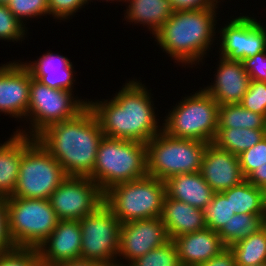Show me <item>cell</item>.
I'll return each mask as SVG.
<instances>
[{
	"label": "cell",
	"instance_id": "30bf717a",
	"mask_svg": "<svg viewBox=\"0 0 266 266\" xmlns=\"http://www.w3.org/2000/svg\"><path fill=\"white\" fill-rule=\"evenodd\" d=\"M8 230L15 247L38 248L59 218L48 199L7 197Z\"/></svg>",
	"mask_w": 266,
	"mask_h": 266
},
{
	"label": "cell",
	"instance_id": "f1b7e54d",
	"mask_svg": "<svg viewBox=\"0 0 266 266\" xmlns=\"http://www.w3.org/2000/svg\"><path fill=\"white\" fill-rule=\"evenodd\" d=\"M235 262L240 266H254L266 262V229L231 245Z\"/></svg>",
	"mask_w": 266,
	"mask_h": 266
},
{
	"label": "cell",
	"instance_id": "484cf974",
	"mask_svg": "<svg viewBox=\"0 0 266 266\" xmlns=\"http://www.w3.org/2000/svg\"><path fill=\"white\" fill-rule=\"evenodd\" d=\"M266 136V129L217 128L213 144L219 149L240 155Z\"/></svg>",
	"mask_w": 266,
	"mask_h": 266
},
{
	"label": "cell",
	"instance_id": "ee69618b",
	"mask_svg": "<svg viewBox=\"0 0 266 266\" xmlns=\"http://www.w3.org/2000/svg\"><path fill=\"white\" fill-rule=\"evenodd\" d=\"M86 1L88 2V4H89V3L91 4V2H93L94 0H86ZM96 1H98V0H96ZM100 1H102V2H103V1H104V2H108V3H109L110 1H111V3H112V2H113V3H114V2H116V3H117V2H122V4H123L126 0H100Z\"/></svg>",
	"mask_w": 266,
	"mask_h": 266
},
{
	"label": "cell",
	"instance_id": "d6a6232c",
	"mask_svg": "<svg viewBox=\"0 0 266 266\" xmlns=\"http://www.w3.org/2000/svg\"><path fill=\"white\" fill-rule=\"evenodd\" d=\"M14 16L27 26L26 20L49 15L48 0H10L7 4ZM26 21V22H25Z\"/></svg>",
	"mask_w": 266,
	"mask_h": 266
},
{
	"label": "cell",
	"instance_id": "681fc988",
	"mask_svg": "<svg viewBox=\"0 0 266 266\" xmlns=\"http://www.w3.org/2000/svg\"><path fill=\"white\" fill-rule=\"evenodd\" d=\"M264 227H265V229H266V216H265V223H264Z\"/></svg>",
	"mask_w": 266,
	"mask_h": 266
},
{
	"label": "cell",
	"instance_id": "e575fe53",
	"mask_svg": "<svg viewBox=\"0 0 266 266\" xmlns=\"http://www.w3.org/2000/svg\"><path fill=\"white\" fill-rule=\"evenodd\" d=\"M0 266H41L36 248L15 247L0 254Z\"/></svg>",
	"mask_w": 266,
	"mask_h": 266
},
{
	"label": "cell",
	"instance_id": "5b68a950",
	"mask_svg": "<svg viewBox=\"0 0 266 266\" xmlns=\"http://www.w3.org/2000/svg\"><path fill=\"white\" fill-rule=\"evenodd\" d=\"M192 93L172 105L163 117L162 130L176 138L212 143L218 128L219 104L201 87Z\"/></svg>",
	"mask_w": 266,
	"mask_h": 266
},
{
	"label": "cell",
	"instance_id": "ba28073f",
	"mask_svg": "<svg viewBox=\"0 0 266 266\" xmlns=\"http://www.w3.org/2000/svg\"><path fill=\"white\" fill-rule=\"evenodd\" d=\"M81 98L72 91L50 88L31 78L26 115L30 125L14 132L36 138L50 125L72 119L82 112L90 100Z\"/></svg>",
	"mask_w": 266,
	"mask_h": 266
},
{
	"label": "cell",
	"instance_id": "d6986e66",
	"mask_svg": "<svg viewBox=\"0 0 266 266\" xmlns=\"http://www.w3.org/2000/svg\"><path fill=\"white\" fill-rule=\"evenodd\" d=\"M46 52L35 61L22 62L29 69L32 78L50 88L75 92L76 77L74 78V75L77 71L74 70L70 59L63 54L60 55L59 52L56 54L49 50Z\"/></svg>",
	"mask_w": 266,
	"mask_h": 266
},
{
	"label": "cell",
	"instance_id": "7bdbcfd3",
	"mask_svg": "<svg viewBox=\"0 0 266 266\" xmlns=\"http://www.w3.org/2000/svg\"><path fill=\"white\" fill-rule=\"evenodd\" d=\"M54 266H106V264L89 260H70L55 264Z\"/></svg>",
	"mask_w": 266,
	"mask_h": 266
},
{
	"label": "cell",
	"instance_id": "f35d334b",
	"mask_svg": "<svg viewBox=\"0 0 266 266\" xmlns=\"http://www.w3.org/2000/svg\"><path fill=\"white\" fill-rule=\"evenodd\" d=\"M15 248L8 230V212L6 197L0 196V254Z\"/></svg>",
	"mask_w": 266,
	"mask_h": 266
},
{
	"label": "cell",
	"instance_id": "4316f807",
	"mask_svg": "<svg viewBox=\"0 0 266 266\" xmlns=\"http://www.w3.org/2000/svg\"><path fill=\"white\" fill-rule=\"evenodd\" d=\"M265 216L254 214H234L218 232L226 247L259 232L264 228Z\"/></svg>",
	"mask_w": 266,
	"mask_h": 266
},
{
	"label": "cell",
	"instance_id": "4fadbf2b",
	"mask_svg": "<svg viewBox=\"0 0 266 266\" xmlns=\"http://www.w3.org/2000/svg\"><path fill=\"white\" fill-rule=\"evenodd\" d=\"M48 200L59 220H80L104 204V193L89 177L68 176Z\"/></svg>",
	"mask_w": 266,
	"mask_h": 266
},
{
	"label": "cell",
	"instance_id": "9a60e30c",
	"mask_svg": "<svg viewBox=\"0 0 266 266\" xmlns=\"http://www.w3.org/2000/svg\"><path fill=\"white\" fill-rule=\"evenodd\" d=\"M0 65V113L26 120L32 75L20 60Z\"/></svg>",
	"mask_w": 266,
	"mask_h": 266
},
{
	"label": "cell",
	"instance_id": "83f0119b",
	"mask_svg": "<svg viewBox=\"0 0 266 266\" xmlns=\"http://www.w3.org/2000/svg\"><path fill=\"white\" fill-rule=\"evenodd\" d=\"M218 128L266 129V118L239 103L219 105Z\"/></svg>",
	"mask_w": 266,
	"mask_h": 266
},
{
	"label": "cell",
	"instance_id": "c3c4849f",
	"mask_svg": "<svg viewBox=\"0 0 266 266\" xmlns=\"http://www.w3.org/2000/svg\"><path fill=\"white\" fill-rule=\"evenodd\" d=\"M237 266H240V265H237ZM254 266H266V262L262 264L254 265Z\"/></svg>",
	"mask_w": 266,
	"mask_h": 266
},
{
	"label": "cell",
	"instance_id": "277c9868",
	"mask_svg": "<svg viewBox=\"0 0 266 266\" xmlns=\"http://www.w3.org/2000/svg\"><path fill=\"white\" fill-rule=\"evenodd\" d=\"M146 144L103 136L91 179L103 193L111 187L147 176Z\"/></svg>",
	"mask_w": 266,
	"mask_h": 266
},
{
	"label": "cell",
	"instance_id": "d590c367",
	"mask_svg": "<svg viewBox=\"0 0 266 266\" xmlns=\"http://www.w3.org/2000/svg\"><path fill=\"white\" fill-rule=\"evenodd\" d=\"M243 176L266 164V136L253 147L238 155Z\"/></svg>",
	"mask_w": 266,
	"mask_h": 266
},
{
	"label": "cell",
	"instance_id": "836d02e7",
	"mask_svg": "<svg viewBox=\"0 0 266 266\" xmlns=\"http://www.w3.org/2000/svg\"><path fill=\"white\" fill-rule=\"evenodd\" d=\"M239 104L266 118V82L251 80L248 90Z\"/></svg>",
	"mask_w": 266,
	"mask_h": 266
},
{
	"label": "cell",
	"instance_id": "7402d4cb",
	"mask_svg": "<svg viewBox=\"0 0 266 266\" xmlns=\"http://www.w3.org/2000/svg\"><path fill=\"white\" fill-rule=\"evenodd\" d=\"M164 182L168 198L201 210L209 205L215 193L199 172L177 174Z\"/></svg>",
	"mask_w": 266,
	"mask_h": 266
},
{
	"label": "cell",
	"instance_id": "603a6c76",
	"mask_svg": "<svg viewBox=\"0 0 266 266\" xmlns=\"http://www.w3.org/2000/svg\"><path fill=\"white\" fill-rule=\"evenodd\" d=\"M126 12L123 20L133 24L146 26L154 35L164 22L175 11L171 0H126Z\"/></svg>",
	"mask_w": 266,
	"mask_h": 266
},
{
	"label": "cell",
	"instance_id": "3957f363",
	"mask_svg": "<svg viewBox=\"0 0 266 266\" xmlns=\"http://www.w3.org/2000/svg\"><path fill=\"white\" fill-rule=\"evenodd\" d=\"M220 3L198 10H175L153 35L162 52L184 68L204 64V58L217 42Z\"/></svg>",
	"mask_w": 266,
	"mask_h": 266
},
{
	"label": "cell",
	"instance_id": "60d3db41",
	"mask_svg": "<svg viewBox=\"0 0 266 266\" xmlns=\"http://www.w3.org/2000/svg\"><path fill=\"white\" fill-rule=\"evenodd\" d=\"M198 266H237V263L233 252L229 247H226L218 255Z\"/></svg>",
	"mask_w": 266,
	"mask_h": 266
},
{
	"label": "cell",
	"instance_id": "b9f144b4",
	"mask_svg": "<svg viewBox=\"0 0 266 266\" xmlns=\"http://www.w3.org/2000/svg\"><path fill=\"white\" fill-rule=\"evenodd\" d=\"M255 187L266 189V164L255 169L246 178Z\"/></svg>",
	"mask_w": 266,
	"mask_h": 266
},
{
	"label": "cell",
	"instance_id": "7dc6e473",
	"mask_svg": "<svg viewBox=\"0 0 266 266\" xmlns=\"http://www.w3.org/2000/svg\"><path fill=\"white\" fill-rule=\"evenodd\" d=\"M264 198H265V210H266V189L264 190Z\"/></svg>",
	"mask_w": 266,
	"mask_h": 266
},
{
	"label": "cell",
	"instance_id": "7c38bea8",
	"mask_svg": "<svg viewBox=\"0 0 266 266\" xmlns=\"http://www.w3.org/2000/svg\"><path fill=\"white\" fill-rule=\"evenodd\" d=\"M233 17V18H232ZM224 26L217 27L219 56L229 60L242 61L266 50V26L256 17L245 14L234 15ZM222 27V28H221ZM219 42V43H218Z\"/></svg>",
	"mask_w": 266,
	"mask_h": 266
},
{
	"label": "cell",
	"instance_id": "1f68e13d",
	"mask_svg": "<svg viewBox=\"0 0 266 266\" xmlns=\"http://www.w3.org/2000/svg\"><path fill=\"white\" fill-rule=\"evenodd\" d=\"M27 28L14 16L7 5L0 4V40L22 43L29 34Z\"/></svg>",
	"mask_w": 266,
	"mask_h": 266
},
{
	"label": "cell",
	"instance_id": "6da1fadb",
	"mask_svg": "<svg viewBox=\"0 0 266 266\" xmlns=\"http://www.w3.org/2000/svg\"><path fill=\"white\" fill-rule=\"evenodd\" d=\"M142 83L129 78L112 98L88 102L104 136L146 144L162 131L152 89Z\"/></svg>",
	"mask_w": 266,
	"mask_h": 266
},
{
	"label": "cell",
	"instance_id": "bcb514c9",
	"mask_svg": "<svg viewBox=\"0 0 266 266\" xmlns=\"http://www.w3.org/2000/svg\"><path fill=\"white\" fill-rule=\"evenodd\" d=\"M10 0H0V4L7 5Z\"/></svg>",
	"mask_w": 266,
	"mask_h": 266
},
{
	"label": "cell",
	"instance_id": "8fae6325",
	"mask_svg": "<svg viewBox=\"0 0 266 266\" xmlns=\"http://www.w3.org/2000/svg\"><path fill=\"white\" fill-rule=\"evenodd\" d=\"M80 259L110 264L117 262L120 241L119 219L102 204L94 213L79 220Z\"/></svg>",
	"mask_w": 266,
	"mask_h": 266
},
{
	"label": "cell",
	"instance_id": "f546056e",
	"mask_svg": "<svg viewBox=\"0 0 266 266\" xmlns=\"http://www.w3.org/2000/svg\"><path fill=\"white\" fill-rule=\"evenodd\" d=\"M234 214L230 206V199H227L222 193H214L211 202L203 210L206 227L215 232H219Z\"/></svg>",
	"mask_w": 266,
	"mask_h": 266
},
{
	"label": "cell",
	"instance_id": "44dd1931",
	"mask_svg": "<svg viewBox=\"0 0 266 266\" xmlns=\"http://www.w3.org/2000/svg\"><path fill=\"white\" fill-rule=\"evenodd\" d=\"M161 219L170 240L206 228L203 210L167 196L163 202Z\"/></svg>",
	"mask_w": 266,
	"mask_h": 266
},
{
	"label": "cell",
	"instance_id": "ffe728a7",
	"mask_svg": "<svg viewBox=\"0 0 266 266\" xmlns=\"http://www.w3.org/2000/svg\"><path fill=\"white\" fill-rule=\"evenodd\" d=\"M181 266H198L218 255L226 246L218 232L205 228L174 240Z\"/></svg>",
	"mask_w": 266,
	"mask_h": 266
},
{
	"label": "cell",
	"instance_id": "d4e9b609",
	"mask_svg": "<svg viewBox=\"0 0 266 266\" xmlns=\"http://www.w3.org/2000/svg\"><path fill=\"white\" fill-rule=\"evenodd\" d=\"M221 193L230 199V206L235 214L266 216L264 189L255 187L246 179Z\"/></svg>",
	"mask_w": 266,
	"mask_h": 266
},
{
	"label": "cell",
	"instance_id": "cb8c5ba5",
	"mask_svg": "<svg viewBox=\"0 0 266 266\" xmlns=\"http://www.w3.org/2000/svg\"><path fill=\"white\" fill-rule=\"evenodd\" d=\"M24 154V135L13 132L0 143V196L9 197L16 187L20 163Z\"/></svg>",
	"mask_w": 266,
	"mask_h": 266
},
{
	"label": "cell",
	"instance_id": "2e32d148",
	"mask_svg": "<svg viewBox=\"0 0 266 266\" xmlns=\"http://www.w3.org/2000/svg\"><path fill=\"white\" fill-rule=\"evenodd\" d=\"M199 173L215 193H221L245 180L237 155L209 143Z\"/></svg>",
	"mask_w": 266,
	"mask_h": 266
},
{
	"label": "cell",
	"instance_id": "f6af8a7d",
	"mask_svg": "<svg viewBox=\"0 0 266 266\" xmlns=\"http://www.w3.org/2000/svg\"><path fill=\"white\" fill-rule=\"evenodd\" d=\"M106 266H131V265L114 262V263L106 264Z\"/></svg>",
	"mask_w": 266,
	"mask_h": 266
},
{
	"label": "cell",
	"instance_id": "ab89813d",
	"mask_svg": "<svg viewBox=\"0 0 266 266\" xmlns=\"http://www.w3.org/2000/svg\"><path fill=\"white\" fill-rule=\"evenodd\" d=\"M220 0H171L175 10H198L217 5Z\"/></svg>",
	"mask_w": 266,
	"mask_h": 266
},
{
	"label": "cell",
	"instance_id": "74e56055",
	"mask_svg": "<svg viewBox=\"0 0 266 266\" xmlns=\"http://www.w3.org/2000/svg\"><path fill=\"white\" fill-rule=\"evenodd\" d=\"M241 62L251 80L266 82V50Z\"/></svg>",
	"mask_w": 266,
	"mask_h": 266
},
{
	"label": "cell",
	"instance_id": "5bb4252c",
	"mask_svg": "<svg viewBox=\"0 0 266 266\" xmlns=\"http://www.w3.org/2000/svg\"><path fill=\"white\" fill-rule=\"evenodd\" d=\"M168 241L170 238L161 217L123 223L120 227L117 262L130 265L139 257L163 246Z\"/></svg>",
	"mask_w": 266,
	"mask_h": 266
},
{
	"label": "cell",
	"instance_id": "4dcf8cb0",
	"mask_svg": "<svg viewBox=\"0 0 266 266\" xmlns=\"http://www.w3.org/2000/svg\"><path fill=\"white\" fill-rule=\"evenodd\" d=\"M131 266H181L173 240L155 248L133 261Z\"/></svg>",
	"mask_w": 266,
	"mask_h": 266
},
{
	"label": "cell",
	"instance_id": "9c48e42d",
	"mask_svg": "<svg viewBox=\"0 0 266 266\" xmlns=\"http://www.w3.org/2000/svg\"><path fill=\"white\" fill-rule=\"evenodd\" d=\"M67 177L58 161L36 138L24 135L18 180L9 197L49 199Z\"/></svg>",
	"mask_w": 266,
	"mask_h": 266
},
{
	"label": "cell",
	"instance_id": "ac0fdd59",
	"mask_svg": "<svg viewBox=\"0 0 266 266\" xmlns=\"http://www.w3.org/2000/svg\"><path fill=\"white\" fill-rule=\"evenodd\" d=\"M214 81L202 87L219 105L240 103L251 81L241 61L219 56Z\"/></svg>",
	"mask_w": 266,
	"mask_h": 266
},
{
	"label": "cell",
	"instance_id": "e0dca14e",
	"mask_svg": "<svg viewBox=\"0 0 266 266\" xmlns=\"http://www.w3.org/2000/svg\"><path fill=\"white\" fill-rule=\"evenodd\" d=\"M81 239L79 220H59L56 228L37 248L41 266L80 259Z\"/></svg>",
	"mask_w": 266,
	"mask_h": 266
},
{
	"label": "cell",
	"instance_id": "8d00e7d4",
	"mask_svg": "<svg viewBox=\"0 0 266 266\" xmlns=\"http://www.w3.org/2000/svg\"><path fill=\"white\" fill-rule=\"evenodd\" d=\"M86 4L88 5L86 0H48L49 16L59 20L58 22L70 21Z\"/></svg>",
	"mask_w": 266,
	"mask_h": 266
},
{
	"label": "cell",
	"instance_id": "7a4b0ae2",
	"mask_svg": "<svg viewBox=\"0 0 266 266\" xmlns=\"http://www.w3.org/2000/svg\"><path fill=\"white\" fill-rule=\"evenodd\" d=\"M103 136L97 118L87 106L76 117L50 125L36 139L67 176L91 178Z\"/></svg>",
	"mask_w": 266,
	"mask_h": 266
},
{
	"label": "cell",
	"instance_id": "52a82bcc",
	"mask_svg": "<svg viewBox=\"0 0 266 266\" xmlns=\"http://www.w3.org/2000/svg\"><path fill=\"white\" fill-rule=\"evenodd\" d=\"M208 144L176 138L162 130L146 143L148 176L166 181L177 174L199 172Z\"/></svg>",
	"mask_w": 266,
	"mask_h": 266
},
{
	"label": "cell",
	"instance_id": "8992f818",
	"mask_svg": "<svg viewBox=\"0 0 266 266\" xmlns=\"http://www.w3.org/2000/svg\"><path fill=\"white\" fill-rule=\"evenodd\" d=\"M165 197V182L147 175L111 187L104 193V204L123 224L161 217Z\"/></svg>",
	"mask_w": 266,
	"mask_h": 266
}]
</instances>
